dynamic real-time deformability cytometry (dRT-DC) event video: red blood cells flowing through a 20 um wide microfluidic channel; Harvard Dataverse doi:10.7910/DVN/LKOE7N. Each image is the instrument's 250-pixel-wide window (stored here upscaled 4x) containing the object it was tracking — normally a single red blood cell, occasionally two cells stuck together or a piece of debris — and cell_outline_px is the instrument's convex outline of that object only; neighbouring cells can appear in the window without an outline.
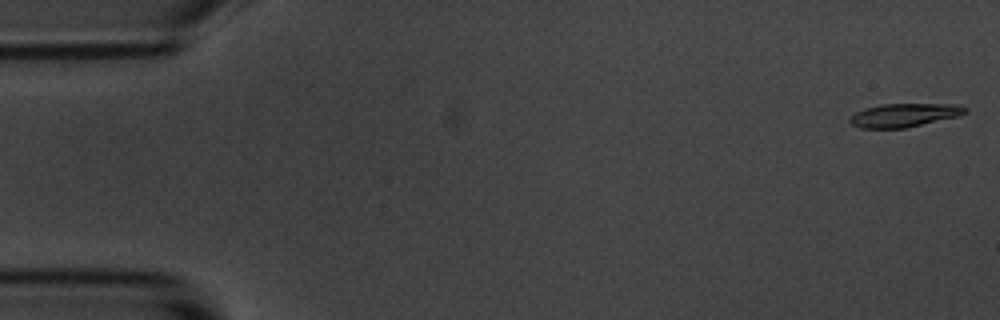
{"species": "common noctule bat (a hibernating species)", "species_latin": "Nyctalus noctula", "temperature_condition": "room temperature", "stored_images_in_passage": 4, "camera_frame_rate_fps": 3000, "um_per_image_px": 0.085, "animal": {"sex": "male", "body_mass_g": 20.1, "forearm_length_mm": 53.5}, "frame": {"image": 1, "passage_image": 1, "time_ms": 0.0, "image_size_px": [1000, 320], "cell_outline_px": [[968, 112], [960, 116], [904, 128], [860, 128], [852, 124], [848, 120], [856, 112], [864, 108], [880, 104], [956, 104], [968, 108]], "centroid_in_image_um": [76.89, 9.78], "position_along_channel_um": 8.1, "area_um2": 15.84}}
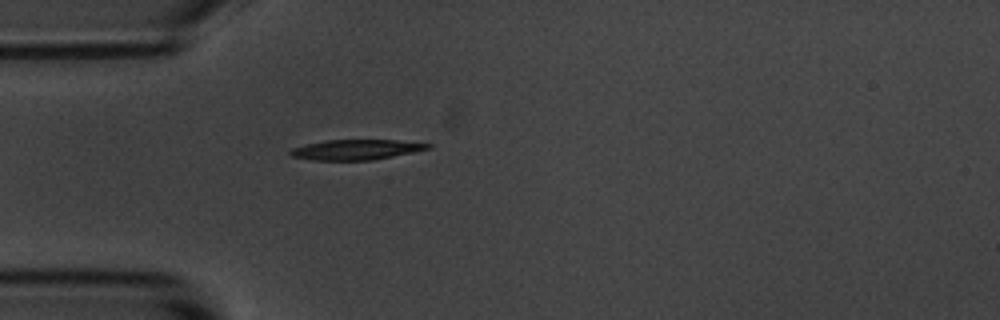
{"frame": {"image": 2, "passage_image": 4, "time_ms": 4.667, "image_size_px": [1000, 320], "cell_outline_px": [[432, 148], [372, 160], [312, 160], [292, 156], [288, 152], [292, 148], [308, 144], [328, 140], [396, 140], [432, 144]], "centroid_in_image_um": [30.28, 12.72], "position_along_channel_um": 54.7, "area_um2": 15.95}}